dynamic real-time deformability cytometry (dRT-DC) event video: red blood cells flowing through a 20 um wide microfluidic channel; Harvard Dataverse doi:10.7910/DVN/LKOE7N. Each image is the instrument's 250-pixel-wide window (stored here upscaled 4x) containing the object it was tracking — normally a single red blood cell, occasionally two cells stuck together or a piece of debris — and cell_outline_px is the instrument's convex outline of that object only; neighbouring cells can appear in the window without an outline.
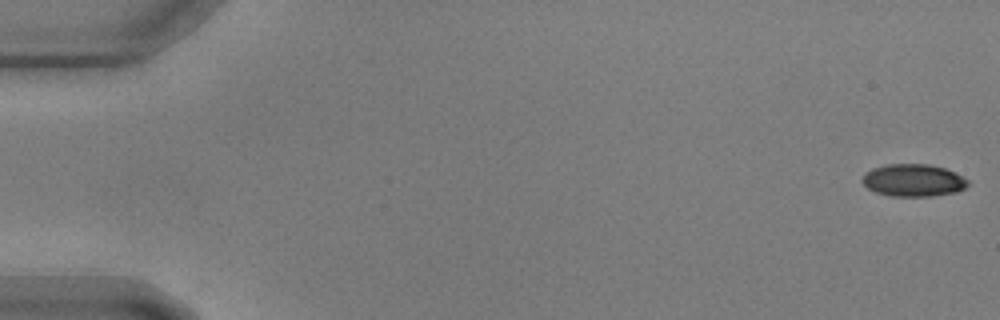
{"species": "common noctule bat (a hibernating species)", "species_latin": "Nyctalus noctula", "temperature_condition": "warm", "stored_images_in_passage": 58, "camera_frame_rate_fps": 3000, "um_per_image_px": 0.085, "animal": {"sex": "male", "body_mass_g": 17.9, "forearm_length_mm": 54.2}, "frame": {"image": 1, "passage_image": 1, "time_ms": 0.0, "image_size_px": [1000, 320], "cell_outline_px": [[968, 184], [964, 188], [956, 192], [932, 196], [892, 196], [876, 192], [868, 188], [860, 180], [864, 172], [872, 168], [888, 164], [928, 164], [944, 168], [956, 172], [968, 180]], "centroid_in_image_um": [77.61, 15.32], "position_along_channel_um": 7.4, "area_um2": 20.0}}
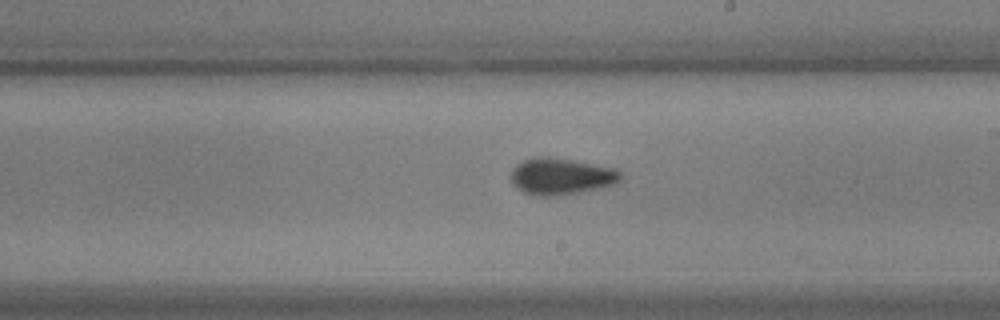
{"frame": {"image": 2, "passage_image": 34, "time_ms": 11.0, "image_size_px": [1000, 320], "cell_outline_px": [[620, 180], [616, 184], [604, 188], [580, 192], [552, 196], [532, 196], [520, 192], [512, 184], [512, 168], [516, 164], [532, 156], [548, 156], [572, 160], [612, 168], [620, 172]], "centroid_in_image_um": [47.64, 15.0], "position_along_channel_um": 241.4, "area_um2": 23.64}}
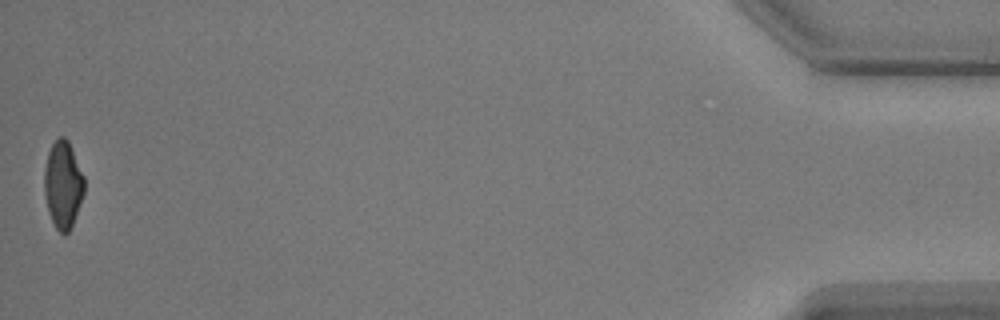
{"frame": {"image": 3, "passage_image": 58, "time_ms": 19.0, "image_size_px": [1000, 320], "cell_outline_px": [[84, 192], [72, 224], [68, 232], [64, 236], [56, 228], [48, 212], [44, 196], [44, 168], [48, 152], [52, 144], [60, 136], [64, 136], [68, 140], [84, 176]], "centroid_in_image_um": [5.33, 15.69], "position_along_channel_um": 429.9, "area_um2": 20.23}}